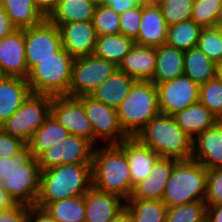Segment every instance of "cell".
I'll return each instance as SVG.
<instances>
[{"instance_id":"6da1fadb","label":"cell","mask_w":222,"mask_h":222,"mask_svg":"<svg viewBox=\"0 0 222 222\" xmlns=\"http://www.w3.org/2000/svg\"><path fill=\"white\" fill-rule=\"evenodd\" d=\"M91 175L95 189L118 195L125 201L132 196L134 188L125 155V140L120 144L95 147Z\"/></svg>"},{"instance_id":"7a4b0ae2","label":"cell","mask_w":222,"mask_h":222,"mask_svg":"<svg viewBox=\"0 0 222 222\" xmlns=\"http://www.w3.org/2000/svg\"><path fill=\"white\" fill-rule=\"evenodd\" d=\"M135 138L142 145L152 149L159 157L177 161L192 158L193 139L181 129L173 116L158 114Z\"/></svg>"},{"instance_id":"3957f363","label":"cell","mask_w":222,"mask_h":222,"mask_svg":"<svg viewBox=\"0 0 222 222\" xmlns=\"http://www.w3.org/2000/svg\"><path fill=\"white\" fill-rule=\"evenodd\" d=\"M92 187L91 164L59 165L41 171L40 190L35 205L84 195Z\"/></svg>"},{"instance_id":"277c9868","label":"cell","mask_w":222,"mask_h":222,"mask_svg":"<svg viewBox=\"0 0 222 222\" xmlns=\"http://www.w3.org/2000/svg\"><path fill=\"white\" fill-rule=\"evenodd\" d=\"M116 110L121 128L129 138H135L152 118L161 113L156 85L151 81H137Z\"/></svg>"},{"instance_id":"5b68a950","label":"cell","mask_w":222,"mask_h":222,"mask_svg":"<svg viewBox=\"0 0 222 222\" xmlns=\"http://www.w3.org/2000/svg\"><path fill=\"white\" fill-rule=\"evenodd\" d=\"M206 183L207 169L202 164L192 159L178 161L167 181L161 201L170 208L204 200Z\"/></svg>"},{"instance_id":"8992f818","label":"cell","mask_w":222,"mask_h":222,"mask_svg":"<svg viewBox=\"0 0 222 222\" xmlns=\"http://www.w3.org/2000/svg\"><path fill=\"white\" fill-rule=\"evenodd\" d=\"M75 58L63 47L41 60L30 71L27 82L32 94L67 96Z\"/></svg>"},{"instance_id":"52a82bcc","label":"cell","mask_w":222,"mask_h":222,"mask_svg":"<svg viewBox=\"0 0 222 222\" xmlns=\"http://www.w3.org/2000/svg\"><path fill=\"white\" fill-rule=\"evenodd\" d=\"M50 95L30 94L21 107L0 128L27 143L51 114Z\"/></svg>"},{"instance_id":"ba28073f","label":"cell","mask_w":222,"mask_h":222,"mask_svg":"<svg viewBox=\"0 0 222 222\" xmlns=\"http://www.w3.org/2000/svg\"><path fill=\"white\" fill-rule=\"evenodd\" d=\"M84 105L86 116L93 128V145L120 144L129 137L121 128L117 110L90 95L77 97ZM103 143H99V142Z\"/></svg>"},{"instance_id":"9c48e42d","label":"cell","mask_w":222,"mask_h":222,"mask_svg":"<svg viewBox=\"0 0 222 222\" xmlns=\"http://www.w3.org/2000/svg\"><path fill=\"white\" fill-rule=\"evenodd\" d=\"M116 70L118 66L115 63L96 57L94 54L75 58L67 96L90 95Z\"/></svg>"},{"instance_id":"30bf717a","label":"cell","mask_w":222,"mask_h":222,"mask_svg":"<svg viewBox=\"0 0 222 222\" xmlns=\"http://www.w3.org/2000/svg\"><path fill=\"white\" fill-rule=\"evenodd\" d=\"M95 146L88 140L69 134L43 152L37 159L41 171L68 164H91Z\"/></svg>"},{"instance_id":"8fae6325","label":"cell","mask_w":222,"mask_h":222,"mask_svg":"<svg viewBox=\"0 0 222 222\" xmlns=\"http://www.w3.org/2000/svg\"><path fill=\"white\" fill-rule=\"evenodd\" d=\"M24 43L28 74L41 60L52 57L62 48L59 28L48 19L37 26L24 28Z\"/></svg>"},{"instance_id":"7c38bea8","label":"cell","mask_w":222,"mask_h":222,"mask_svg":"<svg viewBox=\"0 0 222 222\" xmlns=\"http://www.w3.org/2000/svg\"><path fill=\"white\" fill-rule=\"evenodd\" d=\"M154 84L162 114L173 116L198 102L199 86L184 74L174 80Z\"/></svg>"},{"instance_id":"4fadbf2b","label":"cell","mask_w":222,"mask_h":222,"mask_svg":"<svg viewBox=\"0 0 222 222\" xmlns=\"http://www.w3.org/2000/svg\"><path fill=\"white\" fill-rule=\"evenodd\" d=\"M40 176L38 159L33 156L27 163L17 166L2 186L15 203L32 206L38 198Z\"/></svg>"},{"instance_id":"5bb4252c","label":"cell","mask_w":222,"mask_h":222,"mask_svg":"<svg viewBox=\"0 0 222 222\" xmlns=\"http://www.w3.org/2000/svg\"><path fill=\"white\" fill-rule=\"evenodd\" d=\"M51 115L70 134L82 137L93 144V128L85 114L84 105L77 97H52Z\"/></svg>"},{"instance_id":"9a60e30c","label":"cell","mask_w":222,"mask_h":222,"mask_svg":"<svg viewBox=\"0 0 222 222\" xmlns=\"http://www.w3.org/2000/svg\"><path fill=\"white\" fill-rule=\"evenodd\" d=\"M61 35L62 47L74 58L93 55L97 33L91 21L56 25Z\"/></svg>"},{"instance_id":"2e32d148","label":"cell","mask_w":222,"mask_h":222,"mask_svg":"<svg viewBox=\"0 0 222 222\" xmlns=\"http://www.w3.org/2000/svg\"><path fill=\"white\" fill-rule=\"evenodd\" d=\"M0 69L4 76L27 79L24 29H16L0 40Z\"/></svg>"},{"instance_id":"e0dca14e","label":"cell","mask_w":222,"mask_h":222,"mask_svg":"<svg viewBox=\"0 0 222 222\" xmlns=\"http://www.w3.org/2000/svg\"><path fill=\"white\" fill-rule=\"evenodd\" d=\"M85 222H112L125 207L120 196L91 187L84 194Z\"/></svg>"},{"instance_id":"ac0fdd59","label":"cell","mask_w":222,"mask_h":222,"mask_svg":"<svg viewBox=\"0 0 222 222\" xmlns=\"http://www.w3.org/2000/svg\"><path fill=\"white\" fill-rule=\"evenodd\" d=\"M191 159L207 170L222 168V128L217 123L193 139Z\"/></svg>"},{"instance_id":"d6986e66","label":"cell","mask_w":222,"mask_h":222,"mask_svg":"<svg viewBox=\"0 0 222 222\" xmlns=\"http://www.w3.org/2000/svg\"><path fill=\"white\" fill-rule=\"evenodd\" d=\"M177 160L160 157L154 164L150 175L137 184L129 199L161 201L167 181Z\"/></svg>"},{"instance_id":"ffe728a7","label":"cell","mask_w":222,"mask_h":222,"mask_svg":"<svg viewBox=\"0 0 222 222\" xmlns=\"http://www.w3.org/2000/svg\"><path fill=\"white\" fill-rule=\"evenodd\" d=\"M118 69L137 81H151L156 70V48L135 44Z\"/></svg>"},{"instance_id":"44dd1931","label":"cell","mask_w":222,"mask_h":222,"mask_svg":"<svg viewBox=\"0 0 222 222\" xmlns=\"http://www.w3.org/2000/svg\"><path fill=\"white\" fill-rule=\"evenodd\" d=\"M168 25L160 7L142 8V20L135 44L147 47H160L166 44Z\"/></svg>"},{"instance_id":"7402d4cb","label":"cell","mask_w":222,"mask_h":222,"mask_svg":"<svg viewBox=\"0 0 222 222\" xmlns=\"http://www.w3.org/2000/svg\"><path fill=\"white\" fill-rule=\"evenodd\" d=\"M125 155L133 188L150 175L155 162L160 158L152 149L142 145L136 138L125 140Z\"/></svg>"},{"instance_id":"603a6c76","label":"cell","mask_w":222,"mask_h":222,"mask_svg":"<svg viewBox=\"0 0 222 222\" xmlns=\"http://www.w3.org/2000/svg\"><path fill=\"white\" fill-rule=\"evenodd\" d=\"M30 94L27 79L4 76L0 80V125L21 107Z\"/></svg>"},{"instance_id":"cb8c5ba5","label":"cell","mask_w":222,"mask_h":222,"mask_svg":"<svg viewBox=\"0 0 222 222\" xmlns=\"http://www.w3.org/2000/svg\"><path fill=\"white\" fill-rule=\"evenodd\" d=\"M136 82L137 80L118 69L93 90L90 96L117 109Z\"/></svg>"},{"instance_id":"d4e9b609","label":"cell","mask_w":222,"mask_h":222,"mask_svg":"<svg viewBox=\"0 0 222 222\" xmlns=\"http://www.w3.org/2000/svg\"><path fill=\"white\" fill-rule=\"evenodd\" d=\"M176 123L192 139L216 124L217 118L201 102H196L173 115Z\"/></svg>"},{"instance_id":"484cf974","label":"cell","mask_w":222,"mask_h":222,"mask_svg":"<svg viewBox=\"0 0 222 222\" xmlns=\"http://www.w3.org/2000/svg\"><path fill=\"white\" fill-rule=\"evenodd\" d=\"M184 53L166 44L156 47V70L151 82L164 83L182 76Z\"/></svg>"},{"instance_id":"4316f807","label":"cell","mask_w":222,"mask_h":222,"mask_svg":"<svg viewBox=\"0 0 222 222\" xmlns=\"http://www.w3.org/2000/svg\"><path fill=\"white\" fill-rule=\"evenodd\" d=\"M96 4L90 0H60L47 18L55 25L92 21Z\"/></svg>"},{"instance_id":"83f0119b","label":"cell","mask_w":222,"mask_h":222,"mask_svg":"<svg viewBox=\"0 0 222 222\" xmlns=\"http://www.w3.org/2000/svg\"><path fill=\"white\" fill-rule=\"evenodd\" d=\"M0 3L17 29L34 27L47 19L34 0H0Z\"/></svg>"},{"instance_id":"f1b7e54d","label":"cell","mask_w":222,"mask_h":222,"mask_svg":"<svg viewBox=\"0 0 222 222\" xmlns=\"http://www.w3.org/2000/svg\"><path fill=\"white\" fill-rule=\"evenodd\" d=\"M69 134V131L59 124L50 114L41 128L35 132L26 145L33 156L38 158L43 152L65 139Z\"/></svg>"},{"instance_id":"f546056e","label":"cell","mask_w":222,"mask_h":222,"mask_svg":"<svg viewBox=\"0 0 222 222\" xmlns=\"http://www.w3.org/2000/svg\"><path fill=\"white\" fill-rule=\"evenodd\" d=\"M183 71L184 75L200 86L215 78L216 64L195 46L184 53Z\"/></svg>"},{"instance_id":"4dcf8cb0","label":"cell","mask_w":222,"mask_h":222,"mask_svg":"<svg viewBox=\"0 0 222 222\" xmlns=\"http://www.w3.org/2000/svg\"><path fill=\"white\" fill-rule=\"evenodd\" d=\"M134 45L133 38L124 36L121 33L98 36L94 55L119 66Z\"/></svg>"},{"instance_id":"1f68e13d","label":"cell","mask_w":222,"mask_h":222,"mask_svg":"<svg viewBox=\"0 0 222 222\" xmlns=\"http://www.w3.org/2000/svg\"><path fill=\"white\" fill-rule=\"evenodd\" d=\"M202 27L189 19L168 26L166 45L186 52L197 46Z\"/></svg>"},{"instance_id":"d6a6232c","label":"cell","mask_w":222,"mask_h":222,"mask_svg":"<svg viewBox=\"0 0 222 222\" xmlns=\"http://www.w3.org/2000/svg\"><path fill=\"white\" fill-rule=\"evenodd\" d=\"M44 209L57 222H85L84 195L49 203Z\"/></svg>"},{"instance_id":"836d02e7","label":"cell","mask_w":222,"mask_h":222,"mask_svg":"<svg viewBox=\"0 0 222 222\" xmlns=\"http://www.w3.org/2000/svg\"><path fill=\"white\" fill-rule=\"evenodd\" d=\"M125 208L135 222H165L167 206L162 201L145 199H128Z\"/></svg>"},{"instance_id":"e575fe53","label":"cell","mask_w":222,"mask_h":222,"mask_svg":"<svg viewBox=\"0 0 222 222\" xmlns=\"http://www.w3.org/2000/svg\"><path fill=\"white\" fill-rule=\"evenodd\" d=\"M206 211L204 200L170 207L165 222H202L206 219Z\"/></svg>"},{"instance_id":"d590c367","label":"cell","mask_w":222,"mask_h":222,"mask_svg":"<svg viewBox=\"0 0 222 222\" xmlns=\"http://www.w3.org/2000/svg\"><path fill=\"white\" fill-rule=\"evenodd\" d=\"M91 22L97 36L120 33V14L106 5H96Z\"/></svg>"},{"instance_id":"8d00e7d4","label":"cell","mask_w":222,"mask_h":222,"mask_svg":"<svg viewBox=\"0 0 222 222\" xmlns=\"http://www.w3.org/2000/svg\"><path fill=\"white\" fill-rule=\"evenodd\" d=\"M198 101L218 118L222 115V82L216 77L199 86Z\"/></svg>"},{"instance_id":"74e56055","label":"cell","mask_w":222,"mask_h":222,"mask_svg":"<svg viewBox=\"0 0 222 222\" xmlns=\"http://www.w3.org/2000/svg\"><path fill=\"white\" fill-rule=\"evenodd\" d=\"M194 0H161L159 7L167 25L191 19Z\"/></svg>"},{"instance_id":"f35d334b","label":"cell","mask_w":222,"mask_h":222,"mask_svg":"<svg viewBox=\"0 0 222 222\" xmlns=\"http://www.w3.org/2000/svg\"><path fill=\"white\" fill-rule=\"evenodd\" d=\"M221 0H194L191 20L202 28L215 27Z\"/></svg>"},{"instance_id":"ab89813d","label":"cell","mask_w":222,"mask_h":222,"mask_svg":"<svg viewBox=\"0 0 222 222\" xmlns=\"http://www.w3.org/2000/svg\"><path fill=\"white\" fill-rule=\"evenodd\" d=\"M197 46L215 64L222 62V40L216 26L202 28Z\"/></svg>"},{"instance_id":"60d3db41","label":"cell","mask_w":222,"mask_h":222,"mask_svg":"<svg viewBox=\"0 0 222 222\" xmlns=\"http://www.w3.org/2000/svg\"><path fill=\"white\" fill-rule=\"evenodd\" d=\"M206 206L222 205V168L207 170Z\"/></svg>"},{"instance_id":"b9f144b4","label":"cell","mask_w":222,"mask_h":222,"mask_svg":"<svg viewBox=\"0 0 222 222\" xmlns=\"http://www.w3.org/2000/svg\"><path fill=\"white\" fill-rule=\"evenodd\" d=\"M33 157L28 146L25 145L12 158H0V185H3L17 166L27 163Z\"/></svg>"},{"instance_id":"7bdbcfd3","label":"cell","mask_w":222,"mask_h":222,"mask_svg":"<svg viewBox=\"0 0 222 222\" xmlns=\"http://www.w3.org/2000/svg\"><path fill=\"white\" fill-rule=\"evenodd\" d=\"M142 20V8L136 6L120 14V33L135 39Z\"/></svg>"},{"instance_id":"ee69618b","label":"cell","mask_w":222,"mask_h":222,"mask_svg":"<svg viewBox=\"0 0 222 222\" xmlns=\"http://www.w3.org/2000/svg\"><path fill=\"white\" fill-rule=\"evenodd\" d=\"M26 145L21 139L13 137L0 128V158H12Z\"/></svg>"},{"instance_id":"f6af8a7d","label":"cell","mask_w":222,"mask_h":222,"mask_svg":"<svg viewBox=\"0 0 222 222\" xmlns=\"http://www.w3.org/2000/svg\"><path fill=\"white\" fill-rule=\"evenodd\" d=\"M28 205L16 203L0 211V222H27Z\"/></svg>"},{"instance_id":"bcb514c9","label":"cell","mask_w":222,"mask_h":222,"mask_svg":"<svg viewBox=\"0 0 222 222\" xmlns=\"http://www.w3.org/2000/svg\"><path fill=\"white\" fill-rule=\"evenodd\" d=\"M27 222H57L46 209L32 205L28 206Z\"/></svg>"},{"instance_id":"7dc6e473","label":"cell","mask_w":222,"mask_h":222,"mask_svg":"<svg viewBox=\"0 0 222 222\" xmlns=\"http://www.w3.org/2000/svg\"><path fill=\"white\" fill-rule=\"evenodd\" d=\"M103 5L112 8L118 14L139 6L138 0H105Z\"/></svg>"},{"instance_id":"c3c4849f","label":"cell","mask_w":222,"mask_h":222,"mask_svg":"<svg viewBox=\"0 0 222 222\" xmlns=\"http://www.w3.org/2000/svg\"><path fill=\"white\" fill-rule=\"evenodd\" d=\"M16 29L0 3V40L10 35Z\"/></svg>"},{"instance_id":"681fc988","label":"cell","mask_w":222,"mask_h":222,"mask_svg":"<svg viewBox=\"0 0 222 222\" xmlns=\"http://www.w3.org/2000/svg\"><path fill=\"white\" fill-rule=\"evenodd\" d=\"M60 0H34L38 10L48 18L51 13L56 9Z\"/></svg>"},{"instance_id":"f907efd6","label":"cell","mask_w":222,"mask_h":222,"mask_svg":"<svg viewBox=\"0 0 222 222\" xmlns=\"http://www.w3.org/2000/svg\"><path fill=\"white\" fill-rule=\"evenodd\" d=\"M206 219L208 222H222V205L207 206Z\"/></svg>"},{"instance_id":"816d5d0a","label":"cell","mask_w":222,"mask_h":222,"mask_svg":"<svg viewBox=\"0 0 222 222\" xmlns=\"http://www.w3.org/2000/svg\"><path fill=\"white\" fill-rule=\"evenodd\" d=\"M15 204L16 203L9 196V194L3 189V186L0 185V211L10 208L11 206Z\"/></svg>"},{"instance_id":"f5cc1de1","label":"cell","mask_w":222,"mask_h":222,"mask_svg":"<svg viewBox=\"0 0 222 222\" xmlns=\"http://www.w3.org/2000/svg\"><path fill=\"white\" fill-rule=\"evenodd\" d=\"M112 222H135L133 216L124 207Z\"/></svg>"},{"instance_id":"db71d44e","label":"cell","mask_w":222,"mask_h":222,"mask_svg":"<svg viewBox=\"0 0 222 222\" xmlns=\"http://www.w3.org/2000/svg\"><path fill=\"white\" fill-rule=\"evenodd\" d=\"M161 0H138V4L141 8L158 7Z\"/></svg>"},{"instance_id":"11a10c76","label":"cell","mask_w":222,"mask_h":222,"mask_svg":"<svg viewBox=\"0 0 222 222\" xmlns=\"http://www.w3.org/2000/svg\"><path fill=\"white\" fill-rule=\"evenodd\" d=\"M215 77L222 82V62L216 64Z\"/></svg>"},{"instance_id":"9f6ffc18","label":"cell","mask_w":222,"mask_h":222,"mask_svg":"<svg viewBox=\"0 0 222 222\" xmlns=\"http://www.w3.org/2000/svg\"><path fill=\"white\" fill-rule=\"evenodd\" d=\"M216 25H222V0H221V6L218 10V14L216 17Z\"/></svg>"},{"instance_id":"6f0895ef","label":"cell","mask_w":222,"mask_h":222,"mask_svg":"<svg viewBox=\"0 0 222 222\" xmlns=\"http://www.w3.org/2000/svg\"><path fill=\"white\" fill-rule=\"evenodd\" d=\"M222 40V25H215Z\"/></svg>"},{"instance_id":"680465c9","label":"cell","mask_w":222,"mask_h":222,"mask_svg":"<svg viewBox=\"0 0 222 222\" xmlns=\"http://www.w3.org/2000/svg\"><path fill=\"white\" fill-rule=\"evenodd\" d=\"M216 123L222 128V115L217 118Z\"/></svg>"},{"instance_id":"91938a15","label":"cell","mask_w":222,"mask_h":222,"mask_svg":"<svg viewBox=\"0 0 222 222\" xmlns=\"http://www.w3.org/2000/svg\"><path fill=\"white\" fill-rule=\"evenodd\" d=\"M94 2L96 5L103 4L105 0H90Z\"/></svg>"},{"instance_id":"94428289","label":"cell","mask_w":222,"mask_h":222,"mask_svg":"<svg viewBox=\"0 0 222 222\" xmlns=\"http://www.w3.org/2000/svg\"><path fill=\"white\" fill-rule=\"evenodd\" d=\"M3 77H4V75H3V73H2V71H1V69H0V80H1Z\"/></svg>"}]
</instances>
